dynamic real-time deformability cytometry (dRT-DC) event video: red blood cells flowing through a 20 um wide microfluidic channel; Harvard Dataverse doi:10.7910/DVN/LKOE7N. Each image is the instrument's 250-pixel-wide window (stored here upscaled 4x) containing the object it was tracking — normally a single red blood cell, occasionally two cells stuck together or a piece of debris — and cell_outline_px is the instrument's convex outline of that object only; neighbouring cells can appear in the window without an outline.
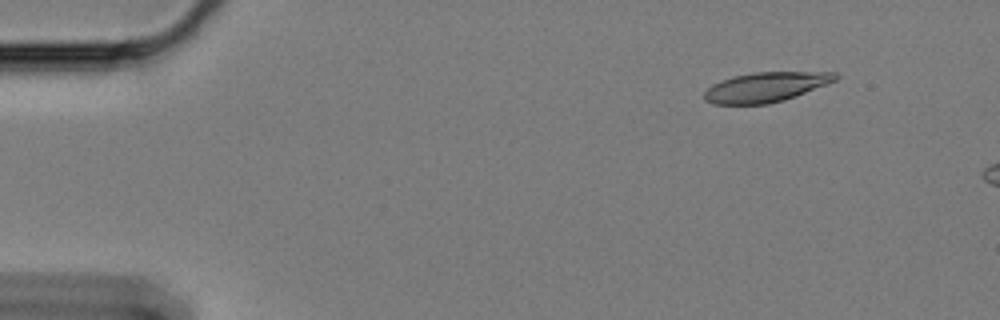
{"species": "Egyptian fruit bat (a non-hibernating species)", "species_latin": "Rousettus aegyptiacus", "temperature_condition": "cold", "stored_images_in_passage": 8, "camera_frame_rate_fps": 3000, "um_per_image_px": 0.085, "animal": {"sex": "female"}, "frame": {"image": 1, "passage_image": 1, "time_ms": 0.0, "image_size_px": [1000, 320], "cell_outline_px": [[840, 76], [836, 80], [828, 84], [796, 96], [784, 100], [768, 104], [712, 104], [704, 100], [704, 92], [712, 84], [720, 80], [732, 76], [752, 72], [836, 72]], "centroid_in_image_um": [65.08, 7.4], "position_along_channel_um": 19.9, "area_um2": 22.95}}